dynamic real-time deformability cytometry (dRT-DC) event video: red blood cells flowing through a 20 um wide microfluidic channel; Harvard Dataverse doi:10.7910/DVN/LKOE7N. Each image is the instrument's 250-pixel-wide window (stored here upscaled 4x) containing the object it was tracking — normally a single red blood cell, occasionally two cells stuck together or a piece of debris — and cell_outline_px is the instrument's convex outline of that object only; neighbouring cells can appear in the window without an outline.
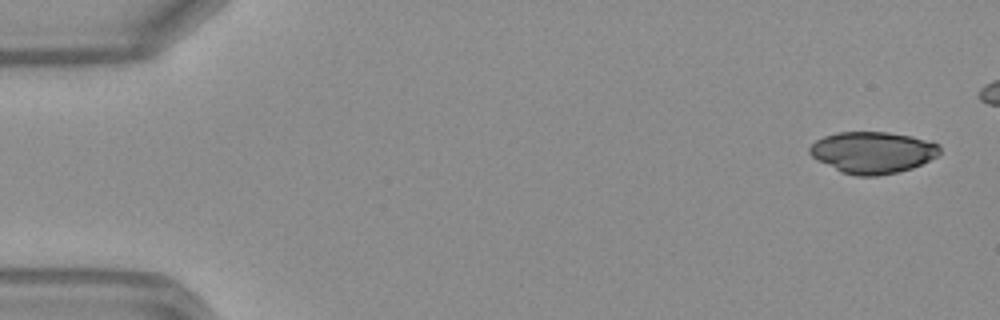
{"species": "Egyptian fruit bat (a non-hibernating species)", "species_latin": "Rousettus aegyptiacus", "temperature_condition": "warm", "stored_images_in_passage": 42, "camera_frame_rate_fps": 3000, "um_per_image_px": 0.085, "frame": {"image": 1, "passage_image": 1, "time_ms": 0.0, "image_size_px": [1000, 320], "cell_outline_px": [[940, 152], [936, 156], [912, 168], [896, 172], [876, 176], [856, 176], [840, 172], [816, 160], [808, 152], [808, 148], [816, 140], [824, 136], [836, 132], [888, 132], [912, 136], [932, 140], [940, 144]], "centroid_in_image_um": [74.16, 12.95], "position_along_channel_um": 10.8, "area_um2": 31.79}}